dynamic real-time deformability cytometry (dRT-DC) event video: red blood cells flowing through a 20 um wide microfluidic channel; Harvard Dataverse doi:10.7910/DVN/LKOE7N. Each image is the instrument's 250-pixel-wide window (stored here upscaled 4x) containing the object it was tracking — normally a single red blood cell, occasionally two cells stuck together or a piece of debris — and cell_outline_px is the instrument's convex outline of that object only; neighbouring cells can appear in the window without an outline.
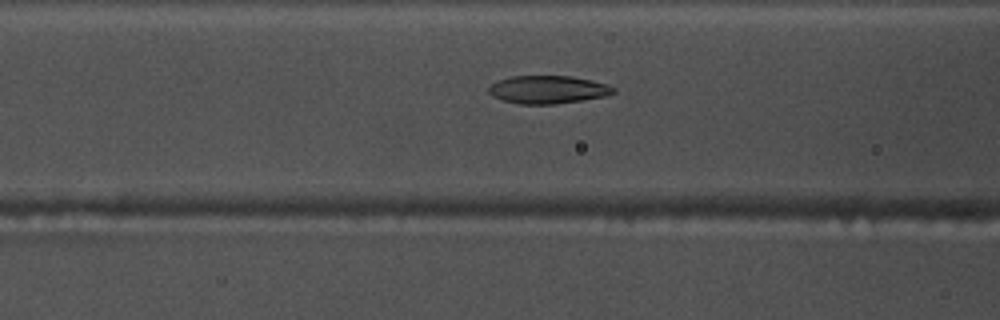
{"species": "common noctule bat (a hibernating species)", "species_latin": "Nyctalus noctula", "temperature_condition": "warm", "stored_images_in_passage": 35, "camera_frame_rate_fps": 3000, "um_per_image_px": 0.085, "animal": {"sex": "male", "body_mass_g": 17.5, "forearm_length_mm": 52.3}, "frame": {"image": 1, "passage_image": 7, "time_ms": 2.0, "image_size_px": [1000, 320], "cell_outline_px": [[616, 92], [604, 96], [580, 100], [552, 104], [520, 104], [504, 100], [492, 96], [488, 92], [488, 88], [496, 80], [512, 76], [572, 76], [592, 80], [616, 88]], "centroid_in_image_um": [46.54, 7.6], "position_along_channel_um": 120.1, "area_um2": 20.17}}
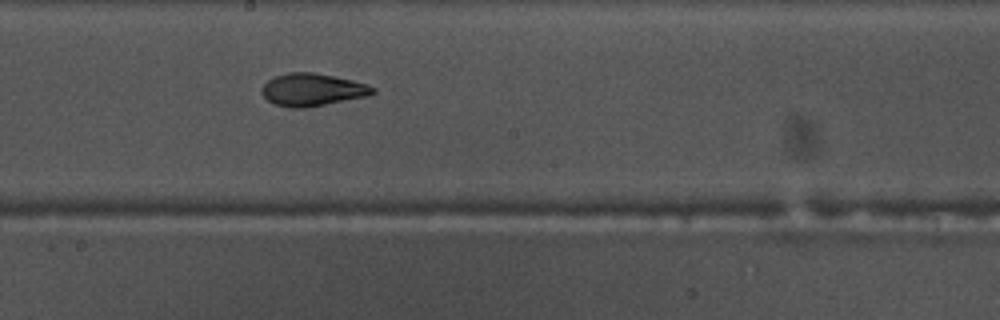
{"frame": {"image": 2, "passage_image": 15, "time_ms": 4.667, "image_size_px": [1000, 320], "cell_outline_px": [[376, 92], [368, 96], [304, 108], [288, 108], [276, 104], [268, 100], [264, 96], [264, 84], [268, 80], [276, 76], [288, 72], [312, 72], [352, 80], [368, 84], [376, 88]], "centroid_in_image_um": [26.59, 7.62], "position_along_channel_um": 221.6, "area_um2": 20.81}}
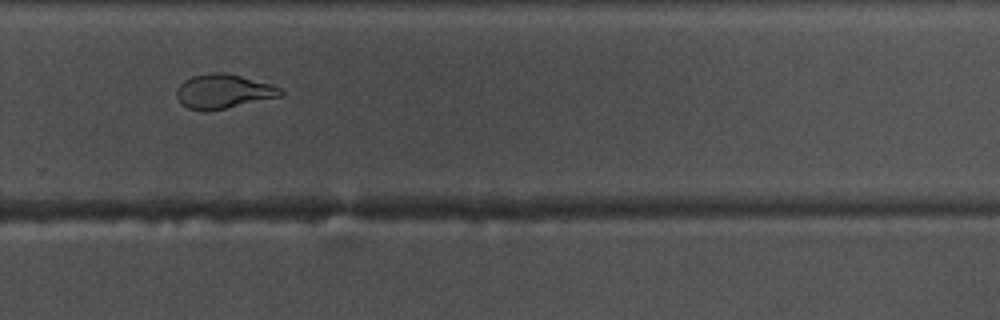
{"frame": {"image": 3, "passage_image": 22, "time_ms": 7.0, "image_size_px": [1000, 320], "cell_outline_px": [[284, 92], [280, 96], [224, 108], [204, 112], [188, 108], [176, 96], [176, 92], [180, 84], [184, 80], [192, 76], [212, 72], [224, 72], [272, 84], [280, 88]], "centroid_in_image_um": [18.97, 7.76], "position_along_channel_um": 310.8, "area_um2": 20.46}, "authors_computed_cell_mechanics": {"area_um2": 20.8658, "velocity_mm_per_s": 3.8258, "shape_relaxation_time_tau1_ms": 7.3484, "shape_relaxation_time_tau2_ms": 1.7338, "deformation_change_tau1": 0.2197, "deformation_change_tau2": 0.075}}